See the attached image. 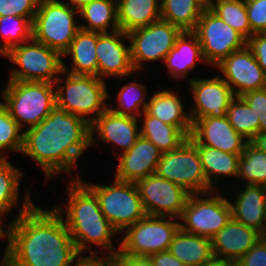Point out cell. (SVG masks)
Wrapping results in <instances>:
<instances>
[{
    "label": "cell",
    "instance_id": "6da1fadb",
    "mask_svg": "<svg viewBox=\"0 0 266 266\" xmlns=\"http://www.w3.org/2000/svg\"><path fill=\"white\" fill-rule=\"evenodd\" d=\"M62 209L43 210L27 194L10 224V249L4 266H71L78 251Z\"/></svg>",
    "mask_w": 266,
    "mask_h": 266
},
{
    "label": "cell",
    "instance_id": "60d3db41",
    "mask_svg": "<svg viewBox=\"0 0 266 266\" xmlns=\"http://www.w3.org/2000/svg\"><path fill=\"white\" fill-rule=\"evenodd\" d=\"M259 119V132H266V87L241 96Z\"/></svg>",
    "mask_w": 266,
    "mask_h": 266
},
{
    "label": "cell",
    "instance_id": "3957f363",
    "mask_svg": "<svg viewBox=\"0 0 266 266\" xmlns=\"http://www.w3.org/2000/svg\"><path fill=\"white\" fill-rule=\"evenodd\" d=\"M72 181L68 186L66 217L63 220L78 253L84 252L90 244H97L114 255L119 250L114 249L111 240L118 232L102 213L95 193L78 175Z\"/></svg>",
    "mask_w": 266,
    "mask_h": 266
},
{
    "label": "cell",
    "instance_id": "7402d4cb",
    "mask_svg": "<svg viewBox=\"0 0 266 266\" xmlns=\"http://www.w3.org/2000/svg\"><path fill=\"white\" fill-rule=\"evenodd\" d=\"M238 191L236 201H229L232 218L264 236L266 228L265 186L246 184Z\"/></svg>",
    "mask_w": 266,
    "mask_h": 266
},
{
    "label": "cell",
    "instance_id": "681fc988",
    "mask_svg": "<svg viewBox=\"0 0 266 266\" xmlns=\"http://www.w3.org/2000/svg\"><path fill=\"white\" fill-rule=\"evenodd\" d=\"M202 10H211L214 6L215 1L212 0H194Z\"/></svg>",
    "mask_w": 266,
    "mask_h": 266
},
{
    "label": "cell",
    "instance_id": "277c9868",
    "mask_svg": "<svg viewBox=\"0 0 266 266\" xmlns=\"http://www.w3.org/2000/svg\"><path fill=\"white\" fill-rule=\"evenodd\" d=\"M55 83L9 80L3 91L11 117L23 129L41 123L56 106Z\"/></svg>",
    "mask_w": 266,
    "mask_h": 266
},
{
    "label": "cell",
    "instance_id": "f546056e",
    "mask_svg": "<svg viewBox=\"0 0 266 266\" xmlns=\"http://www.w3.org/2000/svg\"><path fill=\"white\" fill-rule=\"evenodd\" d=\"M197 146L202 167L208 184L214 189L212 178L216 176H238L239 158L238 154H230L201 144ZM215 175V176H214Z\"/></svg>",
    "mask_w": 266,
    "mask_h": 266
},
{
    "label": "cell",
    "instance_id": "7a4b0ae2",
    "mask_svg": "<svg viewBox=\"0 0 266 266\" xmlns=\"http://www.w3.org/2000/svg\"><path fill=\"white\" fill-rule=\"evenodd\" d=\"M23 132L21 153L40 164L48 179L60 172L72 176L78 157L91 146L90 123L58 106Z\"/></svg>",
    "mask_w": 266,
    "mask_h": 266
},
{
    "label": "cell",
    "instance_id": "836d02e7",
    "mask_svg": "<svg viewBox=\"0 0 266 266\" xmlns=\"http://www.w3.org/2000/svg\"><path fill=\"white\" fill-rule=\"evenodd\" d=\"M211 11L246 40L252 35L245 0H216Z\"/></svg>",
    "mask_w": 266,
    "mask_h": 266
},
{
    "label": "cell",
    "instance_id": "74e56055",
    "mask_svg": "<svg viewBox=\"0 0 266 266\" xmlns=\"http://www.w3.org/2000/svg\"><path fill=\"white\" fill-rule=\"evenodd\" d=\"M23 133L22 128L11 117L8 109L0 102V151L8 149L21 152ZM0 159H6V157L0 155Z\"/></svg>",
    "mask_w": 266,
    "mask_h": 266
},
{
    "label": "cell",
    "instance_id": "cb8c5ba5",
    "mask_svg": "<svg viewBox=\"0 0 266 266\" xmlns=\"http://www.w3.org/2000/svg\"><path fill=\"white\" fill-rule=\"evenodd\" d=\"M98 37V32L79 29L69 49L62 55L63 57H72L71 70L67 68L63 61V71L75 75L97 76L96 44Z\"/></svg>",
    "mask_w": 266,
    "mask_h": 266
},
{
    "label": "cell",
    "instance_id": "52a82bcc",
    "mask_svg": "<svg viewBox=\"0 0 266 266\" xmlns=\"http://www.w3.org/2000/svg\"><path fill=\"white\" fill-rule=\"evenodd\" d=\"M64 74L66 84L55 86L56 106L91 123L108 108L105 102L109 94L104 78L63 71ZM94 113L96 117H85Z\"/></svg>",
    "mask_w": 266,
    "mask_h": 266
},
{
    "label": "cell",
    "instance_id": "ffe728a7",
    "mask_svg": "<svg viewBox=\"0 0 266 266\" xmlns=\"http://www.w3.org/2000/svg\"><path fill=\"white\" fill-rule=\"evenodd\" d=\"M95 130L102 141L120 146L123 152L128 151L140 137L137 118L115 114L108 108L90 123V145L95 144Z\"/></svg>",
    "mask_w": 266,
    "mask_h": 266
},
{
    "label": "cell",
    "instance_id": "44dd1931",
    "mask_svg": "<svg viewBox=\"0 0 266 266\" xmlns=\"http://www.w3.org/2000/svg\"><path fill=\"white\" fill-rule=\"evenodd\" d=\"M261 237L256 230L231 218L211 238L213 255L228 261H238Z\"/></svg>",
    "mask_w": 266,
    "mask_h": 266
},
{
    "label": "cell",
    "instance_id": "4316f807",
    "mask_svg": "<svg viewBox=\"0 0 266 266\" xmlns=\"http://www.w3.org/2000/svg\"><path fill=\"white\" fill-rule=\"evenodd\" d=\"M168 251L187 266H200L214 256L211 239L181 229L175 234Z\"/></svg>",
    "mask_w": 266,
    "mask_h": 266
},
{
    "label": "cell",
    "instance_id": "d590c367",
    "mask_svg": "<svg viewBox=\"0 0 266 266\" xmlns=\"http://www.w3.org/2000/svg\"><path fill=\"white\" fill-rule=\"evenodd\" d=\"M22 172L7 159H0V212L7 213L19 199Z\"/></svg>",
    "mask_w": 266,
    "mask_h": 266
},
{
    "label": "cell",
    "instance_id": "ba28073f",
    "mask_svg": "<svg viewBox=\"0 0 266 266\" xmlns=\"http://www.w3.org/2000/svg\"><path fill=\"white\" fill-rule=\"evenodd\" d=\"M84 183L95 193L102 213L118 233L146 216L135 183L117 179L110 186Z\"/></svg>",
    "mask_w": 266,
    "mask_h": 266
},
{
    "label": "cell",
    "instance_id": "bcb514c9",
    "mask_svg": "<svg viewBox=\"0 0 266 266\" xmlns=\"http://www.w3.org/2000/svg\"><path fill=\"white\" fill-rule=\"evenodd\" d=\"M149 257L154 266H187L175 258L169 251L157 252Z\"/></svg>",
    "mask_w": 266,
    "mask_h": 266
},
{
    "label": "cell",
    "instance_id": "30bf717a",
    "mask_svg": "<svg viewBox=\"0 0 266 266\" xmlns=\"http://www.w3.org/2000/svg\"><path fill=\"white\" fill-rule=\"evenodd\" d=\"M166 216L146 215L126 228L118 250L120 253L135 256H150L168 251L175 234L180 229L179 219ZM178 220V221H176Z\"/></svg>",
    "mask_w": 266,
    "mask_h": 266
},
{
    "label": "cell",
    "instance_id": "d6a6232c",
    "mask_svg": "<svg viewBox=\"0 0 266 266\" xmlns=\"http://www.w3.org/2000/svg\"><path fill=\"white\" fill-rule=\"evenodd\" d=\"M226 116L229 123L244 139L250 142L259 132V119L241 96L230 102Z\"/></svg>",
    "mask_w": 266,
    "mask_h": 266
},
{
    "label": "cell",
    "instance_id": "ee69618b",
    "mask_svg": "<svg viewBox=\"0 0 266 266\" xmlns=\"http://www.w3.org/2000/svg\"><path fill=\"white\" fill-rule=\"evenodd\" d=\"M82 253H78L74 259H76L77 263H73L74 266H113L114 264V255L108 254L107 257L100 258L96 255V252H90L89 256L82 257Z\"/></svg>",
    "mask_w": 266,
    "mask_h": 266
},
{
    "label": "cell",
    "instance_id": "4fadbf2b",
    "mask_svg": "<svg viewBox=\"0 0 266 266\" xmlns=\"http://www.w3.org/2000/svg\"><path fill=\"white\" fill-rule=\"evenodd\" d=\"M181 32L178 27L160 19L127 33L135 71L141 70L143 62L164 61Z\"/></svg>",
    "mask_w": 266,
    "mask_h": 266
},
{
    "label": "cell",
    "instance_id": "9c48e42d",
    "mask_svg": "<svg viewBox=\"0 0 266 266\" xmlns=\"http://www.w3.org/2000/svg\"><path fill=\"white\" fill-rule=\"evenodd\" d=\"M155 174L182 186L190 194L215 190L208 184L197 146L189 138L177 149L162 153Z\"/></svg>",
    "mask_w": 266,
    "mask_h": 266
},
{
    "label": "cell",
    "instance_id": "484cf974",
    "mask_svg": "<svg viewBox=\"0 0 266 266\" xmlns=\"http://www.w3.org/2000/svg\"><path fill=\"white\" fill-rule=\"evenodd\" d=\"M119 28L129 33L161 19L159 0H116Z\"/></svg>",
    "mask_w": 266,
    "mask_h": 266
},
{
    "label": "cell",
    "instance_id": "d6986e66",
    "mask_svg": "<svg viewBox=\"0 0 266 266\" xmlns=\"http://www.w3.org/2000/svg\"><path fill=\"white\" fill-rule=\"evenodd\" d=\"M161 155L153 142L140 136L128 151L119 155L115 179L136 183L155 174Z\"/></svg>",
    "mask_w": 266,
    "mask_h": 266
},
{
    "label": "cell",
    "instance_id": "603a6c76",
    "mask_svg": "<svg viewBox=\"0 0 266 266\" xmlns=\"http://www.w3.org/2000/svg\"><path fill=\"white\" fill-rule=\"evenodd\" d=\"M199 59L205 61L198 37L193 31H182L163 62L172 78L184 79Z\"/></svg>",
    "mask_w": 266,
    "mask_h": 266
},
{
    "label": "cell",
    "instance_id": "83f0119b",
    "mask_svg": "<svg viewBox=\"0 0 266 266\" xmlns=\"http://www.w3.org/2000/svg\"><path fill=\"white\" fill-rule=\"evenodd\" d=\"M79 15L88 23L80 29L98 33H108L109 26L112 27L111 32L120 29L116 0H92L79 9Z\"/></svg>",
    "mask_w": 266,
    "mask_h": 266
},
{
    "label": "cell",
    "instance_id": "5b68a950",
    "mask_svg": "<svg viewBox=\"0 0 266 266\" xmlns=\"http://www.w3.org/2000/svg\"><path fill=\"white\" fill-rule=\"evenodd\" d=\"M2 56L14 62L20 69L11 70L9 80L55 84L63 80L58 76L63 74V56L33 38L11 47Z\"/></svg>",
    "mask_w": 266,
    "mask_h": 266
},
{
    "label": "cell",
    "instance_id": "8d00e7d4",
    "mask_svg": "<svg viewBox=\"0 0 266 266\" xmlns=\"http://www.w3.org/2000/svg\"><path fill=\"white\" fill-rule=\"evenodd\" d=\"M145 89V86L136 84V82L123 86L117 96L118 109L110 108V106L108 109L118 115L137 118L141 114L139 106L142 105L143 111H145L148 104V102H144L147 94Z\"/></svg>",
    "mask_w": 266,
    "mask_h": 266
},
{
    "label": "cell",
    "instance_id": "7bdbcfd3",
    "mask_svg": "<svg viewBox=\"0 0 266 266\" xmlns=\"http://www.w3.org/2000/svg\"><path fill=\"white\" fill-rule=\"evenodd\" d=\"M247 46L253 52L255 59L262 67L266 76V32L253 34L247 40Z\"/></svg>",
    "mask_w": 266,
    "mask_h": 266
},
{
    "label": "cell",
    "instance_id": "c3c4849f",
    "mask_svg": "<svg viewBox=\"0 0 266 266\" xmlns=\"http://www.w3.org/2000/svg\"><path fill=\"white\" fill-rule=\"evenodd\" d=\"M250 143L260 151L266 153V132H258Z\"/></svg>",
    "mask_w": 266,
    "mask_h": 266
},
{
    "label": "cell",
    "instance_id": "8fae6325",
    "mask_svg": "<svg viewBox=\"0 0 266 266\" xmlns=\"http://www.w3.org/2000/svg\"><path fill=\"white\" fill-rule=\"evenodd\" d=\"M211 193L190 194L179 218L186 223H180L182 231L211 239L231 220L228 199L217 193L212 196Z\"/></svg>",
    "mask_w": 266,
    "mask_h": 266
},
{
    "label": "cell",
    "instance_id": "f1b7e54d",
    "mask_svg": "<svg viewBox=\"0 0 266 266\" xmlns=\"http://www.w3.org/2000/svg\"><path fill=\"white\" fill-rule=\"evenodd\" d=\"M144 124L140 130V136L153 142L159 150L169 152L177 149L188 136L176 126L163 123L158 118L148 115L145 111Z\"/></svg>",
    "mask_w": 266,
    "mask_h": 266
},
{
    "label": "cell",
    "instance_id": "e575fe53",
    "mask_svg": "<svg viewBox=\"0 0 266 266\" xmlns=\"http://www.w3.org/2000/svg\"><path fill=\"white\" fill-rule=\"evenodd\" d=\"M0 35L5 40L0 45V55H3L11 47L32 39V22L21 16L0 17Z\"/></svg>",
    "mask_w": 266,
    "mask_h": 266
},
{
    "label": "cell",
    "instance_id": "2e32d148",
    "mask_svg": "<svg viewBox=\"0 0 266 266\" xmlns=\"http://www.w3.org/2000/svg\"><path fill=\"white\" fill-rule=\"evenodd\" d=\"M195 108L190 113L192 123L200 118L225 117L235 97L230 86L219 76L208 79H189Z\"/></svg>",
    "mask_w": 266,
    "mask_h": 266
},
{
    "label": "cell",
    "instance_id": "f35d334b",
    "mask_svg": "<svg viewBox=\"0 0 266 266\" xmlns=\"http://www.w3.org/2000/svg\"><path fill=\"white\" fill-rule=\"evenodd\" d=\"M38 3L39 0H0V17L21 16L33 23Z\"/></svg>",
    "mask_w": 266,
    "mask_h": 266
},
{
    "label": "cell",
    "instance_id": "e0dca14e",
    "mask_svg": "<svg viewBox=\"0 0 266 266\" xmlns=\"http://www.w3.org/2000/svg\"><path fill=\"white\" fill-rule=\"evenodd\" d=\"M194 144H201L230 154L241 155L248 141L244 139L225 117H204L192 123L188 137Z\"/></svg>",
    "mask_w": 266,
    "mask_h": 266
},
{
    "label": "cell",
    "instance_id": "816d5d0a",
    "mask_svg": "<svg viewBox=\"0 0 266 266\" xmlns=\"http://www.w3.org/2000/svg\"><path fill=\"white\" fill-rule=\"evenodd\" d=\"M227 266H242L239 261H229Z\"/></svg>",
    "mask_w": 266,
    "mask_h": 266
},
{
    "label": "cell",
    "instance_id": "4dcf8cb0",
    "mask_svg": "<svg viewBox=\"0 0 266 266\" xmlns=\"http://www.w3.org/2000/svg\"><path fill=\"white\" fill-rule=\"evenodd\" d=\"M161 20L181 31H194L203 12L194 0H160Z\"/></svg>",
    "mask_w": 266,
    "mask_h": 266
},
{
    "label": "cell",
    "instance_id": "9a60e30c",
    "mask_svg": "<svg viewBox=\"0 0 266 266\" xmlns=\"http://www.w3.org/2000/svg\"><path fill=\"white\" fill-rule=\"evenodd\" d=\"M216 67L225 76L224 80L230 86L235 96H242L249 91L266 87L264 71L247 45L242 49L232 52ZM233 87L238 89L234 90Z\"/></svg>",
    "mask_w": 266,
    "mask_h": 266
},
{
    "label": "cell",
    "instance_id": "8992f818",
    "mask_svg": "<svg viewBox=\"0 0 266 266\" xmlns=\"http://www.w3.org/2000/svg\"><path fill=\"white\" fill-rule=\"evenodd\" d=\"M79 10L60 0H39L32 23V38L63 55L80 25L74 17Z\"/></svg>",
    "mask_w": 266,
    "mask_h": 266
},
{
    "label": "cell",
    "instance_id": "f907efd6",
    "mask_svg": "<svg viewBox=\"0 0 266 266\" xmlns=\"http://www.w3.org/2000/svg\"><path fill=\"white\" fill-rule=\"evenodd\" d=\"M92 0H70L66 3H68L69 5H71V7L79 10L80 8H82L85 4L90 3Z\"/></svg>",
    "mask_w": 266,
    "mask_h": 266
},
{
    "label": "cell",
    "instance_id": "7c38bea8",
    "mask_svg": "<svg viewBox=\"0 0 266 266\" xmlns=\"http://www.w3.org/2000/svg\"><path fill=\"white\" fill-rule=\"evenodd\" d=\"M207 64L218 65L232 52L244 48L247 40L211 10H203L193 31Z\"/></svg>",
    "mask_w": 266,
    "mask_h": 266
},
{
    "label": "cell",
    "instance_id": "5bb4252c",
    "mask_svg": "<svg viewBox=\"0 0 266 266\" xmlns=\"http://www.w3.org/2000/svg\"><path fill=\"white\" fill-rule=\"evenodd\" d=\"M146 215L180 218L190 193L182 186L156 174L137 181Z\"/></svg>",
    "mask_w": 266,
    "mask_h": 266
},
{
    "label": "cell",
    "instance_id": "ac0fdd59",
    "mask_svg": "<svg viewBox=\"0 0 266 266\" xmlns=\"http://www.w3.org/2000/svg\"><path fill=\"white\" fill-rule=\"evenodd\" d=\"M122 38L127 39L128 36L121 29L111 34L109 32L99 33L96 44L98 78L102 79L111 75L122 78L136 72L131 60L130 46L126 47L121 41Z\"/></svg>",
    "mask_w": 266,
    "mask_h": 266
},
{
    "label": "cell",
    "instance_id": "d4e9b609",
    "mask_svg": "<svg viewBox=\"0 0 266 266\" xmlns=\"http://www.w3.org/2000/svg\"><path fill=\"white\" fill-rule=\"evenodd\" d=\"M181 101L173 91L163 90L150 97L145 112L163 123L176 126L189 137L192 131V121L190 114L184 112Z\"/></svg>",
    "mask_w": 266,
    "mask_h": 266
},
{
    "label": "cell",
    "instance_id": "ab89813d",
    "mask_svg": "<svg viewBox=\"0 0 266 266\" xmlns=\"http://www.w3.org/2000/svg\"><path fill=\"white\" fill-rule=\"evenodd\" d=\"M245 4L252 33H265L266 0H245Z\"/></svg>",
    "mask_w": 266,
    "mask_h": 266
},
{
    "label": "cell",
    "instance_id": "b9f144b4",
    "mask_svg": "<svg viewBox=\"0 0 266 266\" xmlns=\"http://www.w3.org/2000/svg\"><path fill=\"white\" fill-rule=\"evenodd\" d=\"M238 261L242 266H266V238L262 236Z\"/></svg>",
    "mask_w": 266,
    "mask_h": 266
},
{
    "label": "cell",
    "instance_id": "f6af8a7d",
    "mask_svg": "<svg viewBox=\"0 0 266 266\" xmlns=\"http://www.w3.org/2000/svg\"><path fill=\"white\" fill-rule=\"evenodd\" d=\"M113 266H154L150 257L127 255L117 251Z\"/></svg>",
    "mask_w": 266,
    "mask_h": 266
},
{
    "label": "cell",
    "instance_id": "1f68e13d",
    "mask_svg": "<svg viewBox=\"0 0 266 266\" xmlns=\"http://www.w3.org/2000/svg\"><path fill=\"white\" fill-rule=\"evenodd\" d=\"M245 179V184L266 185V153L260 151L250 142L239 158L237 178Z\"/></svg>",
    "mask_w": 266,
    "mask_h": 266
},
{
    "label": "cell",
    "instance_id": "7dc6e473",
    "mask_svg": "<svg viewBox=\"0 0 266 266\" xmlns=\"http://www.w3.org/2000/svg\"><path fill=\"white\" fill-rule=\"evenodd\" d=\"M2 215H5V213L0 212V239L1 238H5L4 236H7L8 241H7L6 251L4 253L3 260L1 261L0 266H4V263H5V261H6L7 257H8V254H9V249H10V224H11V223H9L8 226L6 225L7 235H5V231H3V228H2L3 227L2 224L4 225V223L1 222V220H2L1 216Z\"/></svg>",
    "mask_w": 266,
    "mask_h": 266
}]
</instances>
